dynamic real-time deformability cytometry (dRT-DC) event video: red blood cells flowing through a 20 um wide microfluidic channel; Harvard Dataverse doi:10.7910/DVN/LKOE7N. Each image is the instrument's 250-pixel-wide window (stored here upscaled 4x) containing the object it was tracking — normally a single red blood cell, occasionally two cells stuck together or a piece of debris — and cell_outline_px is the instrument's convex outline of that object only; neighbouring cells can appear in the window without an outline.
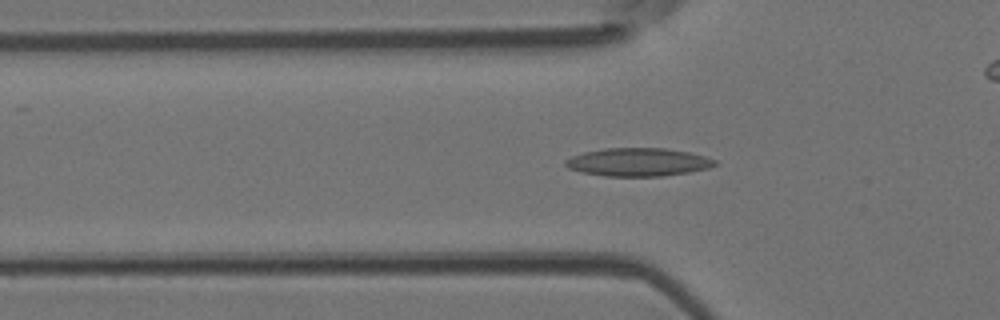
{"species": "Egyptian fruit bat (a non-hibernating species)", "species_latin": "Rousettus aegyptiacus", "temperature_condition": "room temperature", "stored_images_in_passage": 31, "camera_frame_rate_fps": 3000, "um_per_image_px": 0.085, "animal": {"sex": "female"}, "frame": {"image": 1, "passage_image": 13, "time_ms": 4.0, "image_size_px": [1000, 320], "cell_outline_px": [[716, 164], [708, 168], [688, 172], [660, 176], [604, 176], [580, 172], [568, 168], [564, 164], [564, 160], [572, 156], [584, 152], [604, 148], [664, 148], [688, 152], [704, 156], [716, 160]], "centroid_in_image_um": [54.19, 13.78], "position_along_channel_um": 71.6, "area_um2": 24.45}}
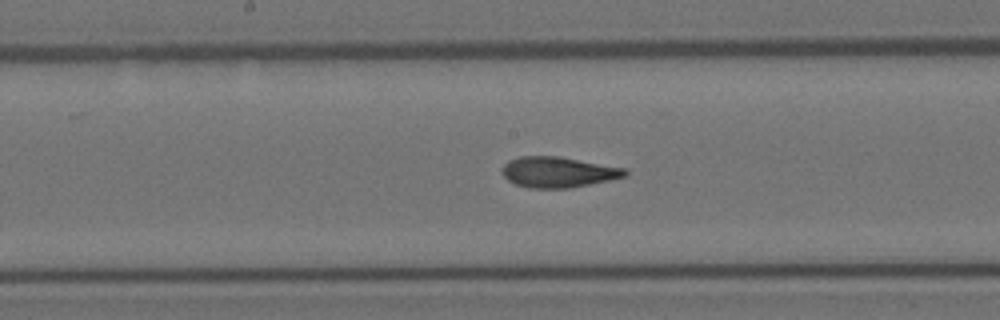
{"frame": {"image": 2, "passage_image": 22, "time_ms": 7.0, "image_size_px": [1000, 320], "cell_outline_px": [[628, 176], [568, 188], [528, 188], [516, 184], [508, 180], [500, 172], [504, 164], [508, 160], [520, 156], [560, 156], [628, 168]], "centroid_in_image_um": [47.45, 14.61], "position_along_channel_um": 200.8, "area_um2": 22.14}}
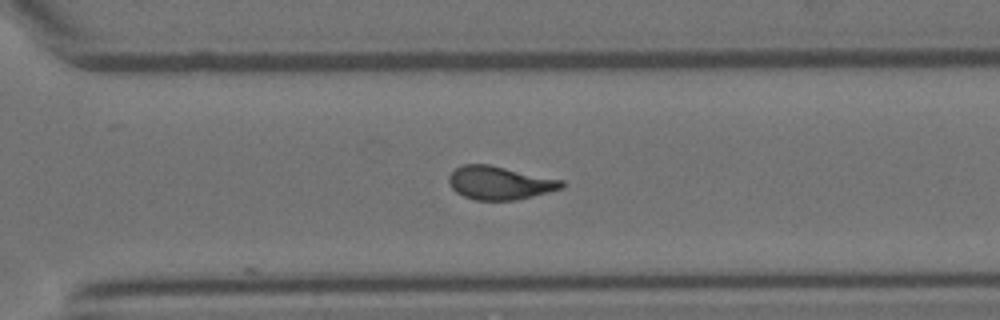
{"frame": {"image": 3, "passage_image": 31, "time_ms": 10.0, "image_size_px": [1000, 320], "cell_outline_px": [[564, 188], [516, 200], [476, 200], [464, 196], [456, 192], [448, 184], [448, 176], [456, 168], [464, 164], [488, 164], [564, 180]], "centroid_in_image_um": [42.47, 15.54], "position_along_channel_um": 328.1, "area_um2": 21.91}}